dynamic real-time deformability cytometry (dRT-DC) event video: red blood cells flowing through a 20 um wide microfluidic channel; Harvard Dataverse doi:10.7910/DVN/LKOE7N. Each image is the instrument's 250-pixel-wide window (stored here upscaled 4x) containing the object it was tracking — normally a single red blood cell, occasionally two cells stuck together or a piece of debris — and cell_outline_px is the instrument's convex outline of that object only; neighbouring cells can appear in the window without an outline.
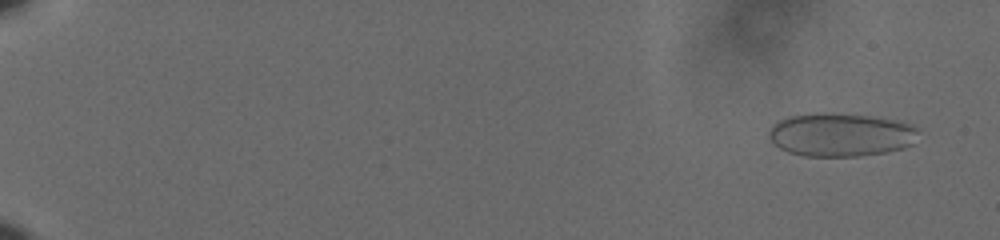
{"species": "human", "species_latin": "Homo sapiens", "temperature_condition": "cold", "stored_images_in_passage": 60, "camera_frame_rate_fps": 3000, "um_per_image_px": 0.085, "donor": {"sex": "male"}, "frame": {"image": 1, "passage_image": 4, "time_ms": 1.0, "image_size_px": [1000, 240], "cell_outline_px": [[916, 132], [912, 144], [904, 148], [888, 152], [856, 156], [804, 156], [788, 152], [780, 148], [768, 136], [768, 132], [772, 124], [788, 116], [824, 112], [828, 112], [868, 116], [892, 120], [908, 124], [916, 128]], "centroid_in_image_um": [71.4, 11.46], "position_along_channel_um": 13.6, "area_um2": 37.51}}
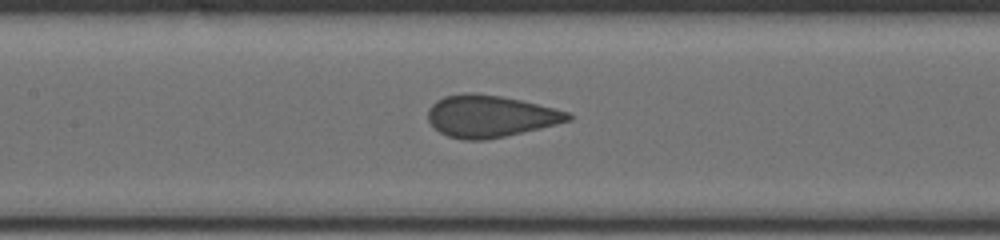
{"frame": {"image": 2, "passage_image": 32, "time_ms": 10.333, "image_size_px": [1000, 240], "cell_outline_px": [[572, 120], [540, 128], [504, 136], [484, 140], [464, 140], [448, 136], [440, 132], [428, 120], [428, 108], [436, 100], [444, 96], [464, 92], [468, 92], [500, 96], [520, 100], [568, 112], [572, 116]], "centroid_in_image_um": [41.63, 9.87], "position_along_channel_um": 165.8, "area_um2": 33.93}}
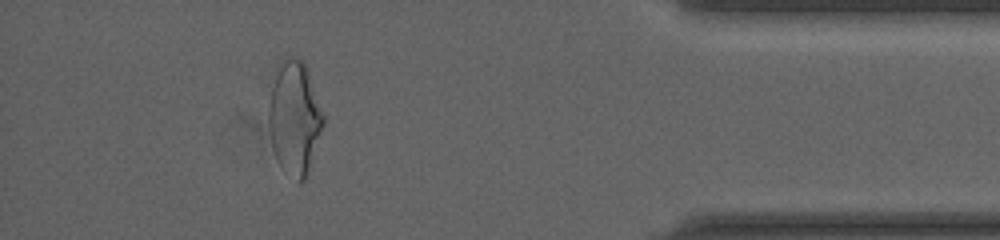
{"frame": {"image": 3, "passage_image": 55, "time_ms": 18.0, "image_size_px": [1000, 240], "cell_outline_px": [[324, 124], [308, 172], [304, 180], [300, 184], [284, 172], [276, 156], [272, 144], [268, 124], [268, 108], [272, 88], [276, 76], [280, 68], [288, 56], [292, 56], [304, 60], [324, 116]], "centroid_in_image_um": [25.05, 10.07], "position_along_channel_um": 410.2, "area_um2": 35.49}}